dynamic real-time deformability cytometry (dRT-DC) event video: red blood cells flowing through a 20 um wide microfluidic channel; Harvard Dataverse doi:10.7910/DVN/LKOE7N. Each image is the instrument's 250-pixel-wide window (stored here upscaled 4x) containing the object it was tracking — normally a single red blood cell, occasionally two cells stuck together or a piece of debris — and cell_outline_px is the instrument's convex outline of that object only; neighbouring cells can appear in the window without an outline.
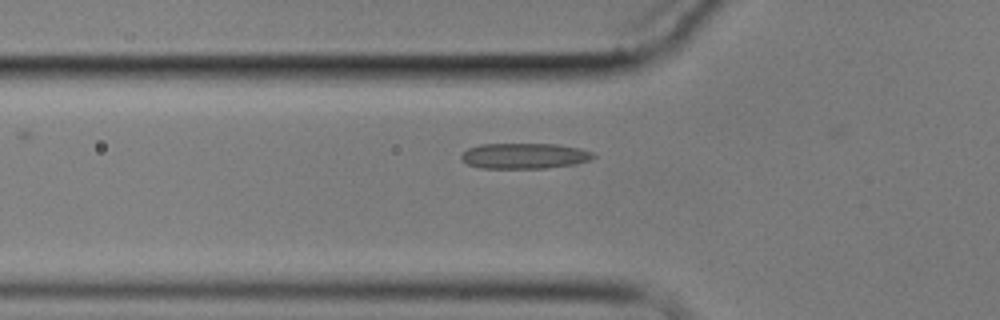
{"species": "common noctule bat (a hibernating species)", "species_latin": "Nyctalus noctula", "temperature_condition": "cold", "stored_images_in_passage": 8, "segment_of_instrument_passage": [2, 2], "camera_frame_rate_fps": 3000, "um_per_image_px": 0.085, "animal": {"sex": "male", "body_mass_g": 17.9}, "frame": {"image": 1, "passage_image": 8, "time_ms": 9.0, "image_size_px": [1000, 320], "cell_outline_px": [[596, 156], [592, 160], [576, 164], [548, 168], [480, 168], [468, 164], [460, 156], [468, 148], [480, 144], [556, 144], [580, 148], [592, 152]], "centroid_in_image_um": [44.62, 13.25], "position_along_channel_um": 81.2, "area_um2": 19.77}}